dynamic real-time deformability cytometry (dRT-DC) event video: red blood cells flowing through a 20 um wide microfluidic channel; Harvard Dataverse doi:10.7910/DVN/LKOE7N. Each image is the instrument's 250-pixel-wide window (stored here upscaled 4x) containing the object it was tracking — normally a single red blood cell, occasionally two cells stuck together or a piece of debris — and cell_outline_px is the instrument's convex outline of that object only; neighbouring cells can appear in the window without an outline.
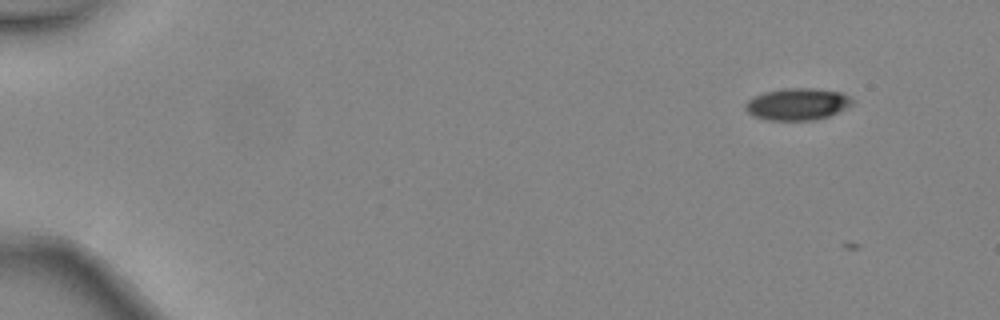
{"species": "common noctule bat (a hibernating species)", "species_latin": "Nyctalus noctula", "temperature_condition": "warm", "stored_images_in_passage": 5, "camera_frame_rate_fps": 3000, "um_per_image_px": 0.085, "animal": {"sex": "female", "body_mass_g": 24.6, "forearm_length_mm": 56.2}, "frame": {"image": 1, "passage_image": 2, "time_ms": 0.333, "image_size_px": [1000, 320], "cell_outline_px": [[856, 100], [852, 104], [828, 116], [812, 120], [768, 120], [752, 116], [744, 108], [744, 104], [752, 96], [764, 92], [784, 88], [812, 88], [840, 92]], "centroid_in_image_um": [67.73, 8.84], "position_along_channel_um": 17.3, "area_um2": 19.88}}